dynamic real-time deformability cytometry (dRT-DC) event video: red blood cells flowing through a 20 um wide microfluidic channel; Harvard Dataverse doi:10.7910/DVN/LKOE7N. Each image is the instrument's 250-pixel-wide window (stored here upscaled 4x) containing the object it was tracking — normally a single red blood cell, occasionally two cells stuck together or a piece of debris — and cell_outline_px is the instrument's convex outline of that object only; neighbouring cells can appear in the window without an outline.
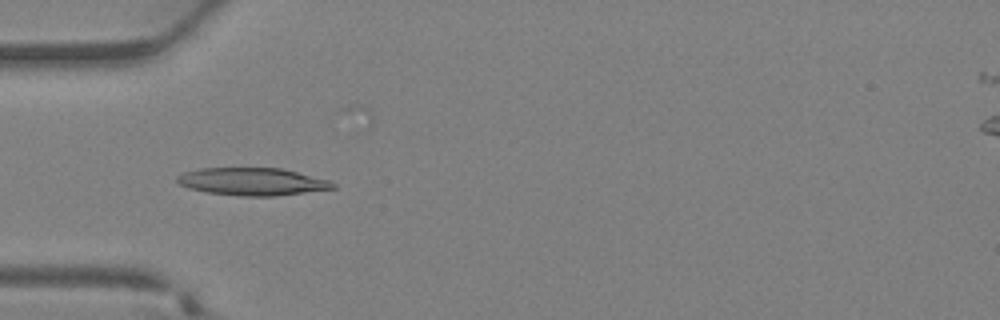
{"species": "Egyptian fruit bat (a non-hibernating species)", "species_latin": "Rousettus aegyptiacus", "temperature_condition": "warm", "stored_images_in_passage": 34, "camera_frame_rate_fps": 3000, "um_per_image_px": 0.085, "animal": {"sex": "female"}, "frame": {"image": 1, "passage_image": 9, "time_ms": 2.667, "image_size_px": [1000, 320], "cell_outline_px": [[336, 188], [276, 196], [240, 196], [208, 192], [188, 188], [180, 184], [176, 180], [176, 176], [184, 172], [200, 168], [280, 168], [328, 180], [336, 184]], "centroid_in_image_um": [21.42, 15.44], "position_along_channel_um": 63.6, "area_um2": 24.85}}
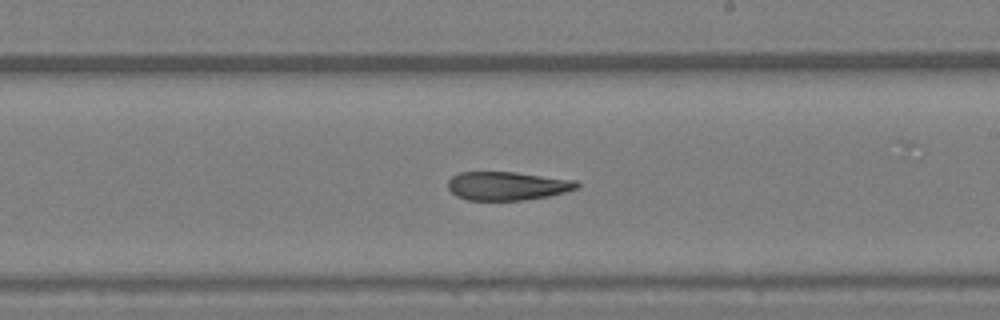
{"frame": {"image": 2, "passage_image": 19, "time_ms": 6.0, "image_size_px": [1000, 320], "cell_outline_px": [[580, 188], [548, 196], [520, 200], [468, 200], [456, 196], [448, 188], [448, 180], [452, 176], [460, 172], [516, 172], [576, 180], [580, 184]], "centroid_in_image_um": [43.13, 15.79], "position_along_channel_um": 245.9, "area_um2": 21.5}}
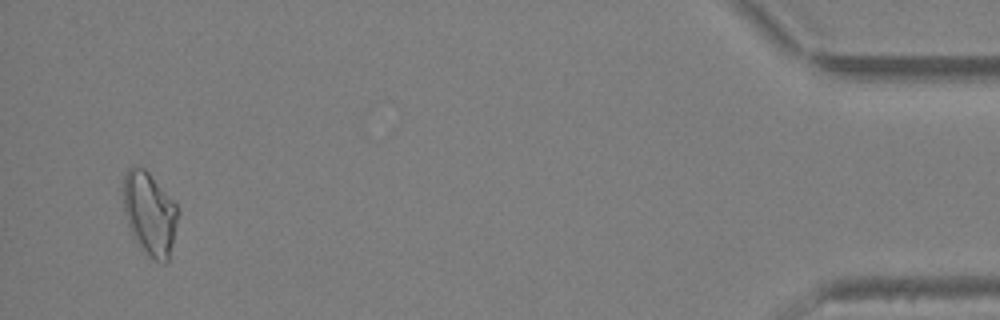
{"frame": {"image": 3, "passage_image": 33, "time_ms": 10.667, "image_size_px": [1000, 320], "cell_outline_px": [[180, 212], [168, 260], [164, 264], [156, 260], [140, 248], [128, 224], [124, 212], [120, 192], [124, 176], [128, 168], [132, 164], [144, 168], [148, 172], [176, 204]], "centroid_in_image_um": [12.68, 18.1], "position_along_channel_um": 422.5, "area_um2": 26.7}}